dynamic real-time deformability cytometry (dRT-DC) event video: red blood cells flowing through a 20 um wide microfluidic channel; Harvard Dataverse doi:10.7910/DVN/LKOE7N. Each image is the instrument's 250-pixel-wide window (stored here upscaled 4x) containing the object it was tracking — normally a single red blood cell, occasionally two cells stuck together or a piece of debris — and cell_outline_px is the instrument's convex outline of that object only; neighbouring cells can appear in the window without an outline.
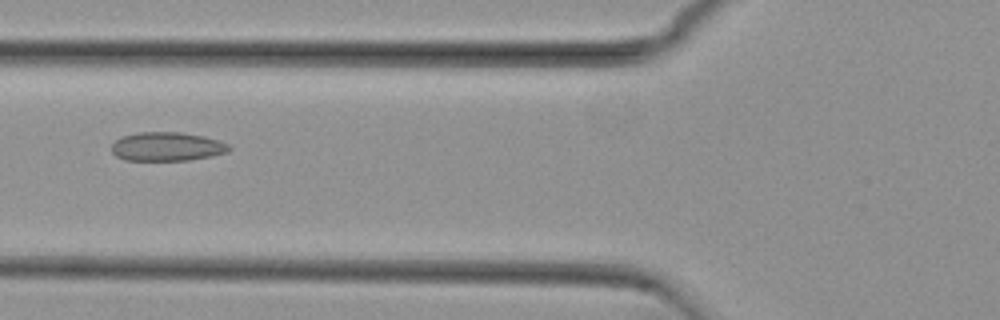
{"species": "common noctule bat (a hibernating species)", "species_latin": "Nyctalus noctula", "temperature_condition": "cold", "stored_images_in_passage": 55, "camera_frame_rate_fps": 3000, "um_per_image_px": 0.085, "animal": {"sex": "female", "body_mass_g": 29.2, "forearm_length_mm": 56.3}, "frame": {"image": 1, "passage_image": 21, "time_ms": 6.667, "image_size_px": [1000, 320], "cell_outline_px": [[232, 148], [228, 152], [212, 156], [188, 160], [124, 160], [116, 156], [112, 152], [112, 144], [116, 140], [124, 136], [136, 132], [180, 132], [204, 136], [220, 140], [228, 144]], "centroid_in_image_um": [14.22, 12.46], "position_along_channel_um": 111.6, "area_um2": 19.83}}
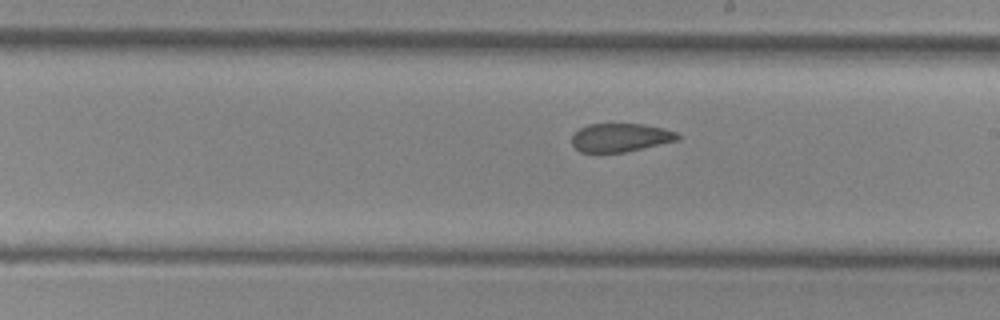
{"frame": {"image": 2, "passage_image": 31, "time_ms": 10.0, "image_size_px": [1000, 320], "cell_outline_px": [[680, 140], [624, 152], [580, 152], [572, 144], [572, 136], [580, 128], [588, 124], [644, 124], [664, 128], [676, 132], [680, 136]], "centroid_in_image_um": [52.76, 11.69], "position_along_channel_um": 236.2, "area_um2": 17.51}}
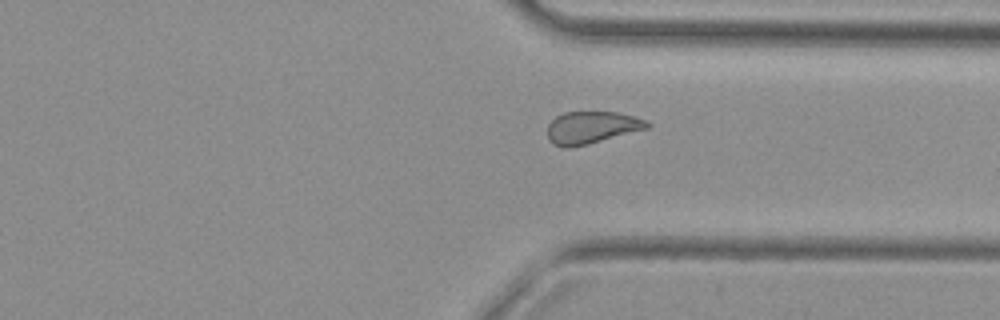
{"frame": {"image": 3, "passage_image": 41, "time_ms": 13.333, "image_size_px": [1000, 320], "cell_outline_px": [[652, 124], [648, 128], [588, 144], [572, 148], [564, 148], [552, 144], [548, 140], [548, 124], [556, 116], [564, 112], [616, 112], [648, 120]], "centroid_in_image_um": [50.27, 10.85], "position_along_channel_um": 361.1, "area_um2": 18.84}, "authors_computed_cell_mechanics": {"area_um2": 19.8832, "velocity_mm_per_s": 3.7394, "shape_relaxation_time_tau1_ms": null, "shape_relaxation_time_tau2_ms": 2.9811, "deformation_change_tau1": null, "deformation_change_tau2": 0.0961}}